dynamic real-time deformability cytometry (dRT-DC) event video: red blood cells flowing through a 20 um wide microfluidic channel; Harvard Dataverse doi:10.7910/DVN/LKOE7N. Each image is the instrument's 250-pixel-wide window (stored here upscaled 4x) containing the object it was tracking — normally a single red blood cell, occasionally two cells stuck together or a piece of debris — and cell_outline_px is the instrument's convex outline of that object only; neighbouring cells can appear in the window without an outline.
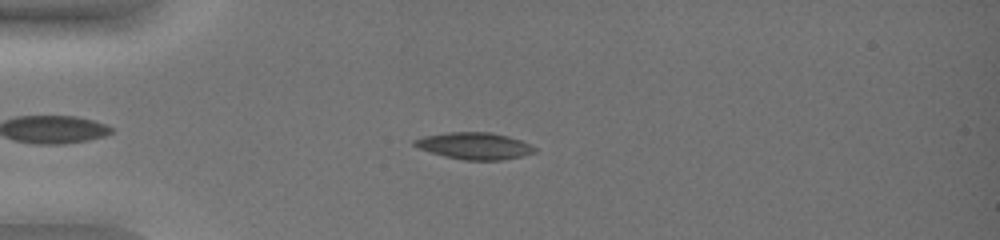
{"species": "common noctule bat (a hibernating species)", "species_latin": "Nyctalus noctula", "temperature_condition": "warm", "stored_images_in_passage": 49, "camera_frame_rate_fps": 3000, "um_per_image_px": 0.085, "animal": {"sex": "female", "body_mass_g": 19.0, "forearm_length_mm": 51.5}, "frame": {"image": 1, "passage_image": 11, "time_ms": 3.333, "image_size_px": [1000, 240], "cell_outline_px": [[536, 152], [504, 160], [464, 160], [444, 156], [420, 148], [412, 144], [412, 140], [424, 136], [448, 132], [492, 132], [508, 136], [532, 144], [536, 148]], "centroid_in_image_um": [40.35, 12.39], "position_along_channel_um": 44.6, "area_um2": 18.79}}
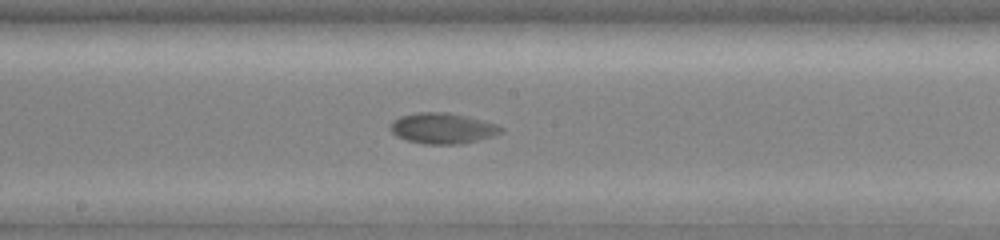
{"frame": {"image": 2, "passage_image": 27, "time_ms": 8.667, "image_size_px": [1000, 240], "cell_outline_px": [[504, 132], [492, 136], [460, 144], [424, 144], [408, 140], [396, 136], [388, 128], [392, 120], [400, 116], [416, 112], [448, 112], [496, 124], [504, 128]], "centroid_in_image_um": [37.58, 10.9], "position_along_channel_um": 210.6, "area_um2": 19.77}}
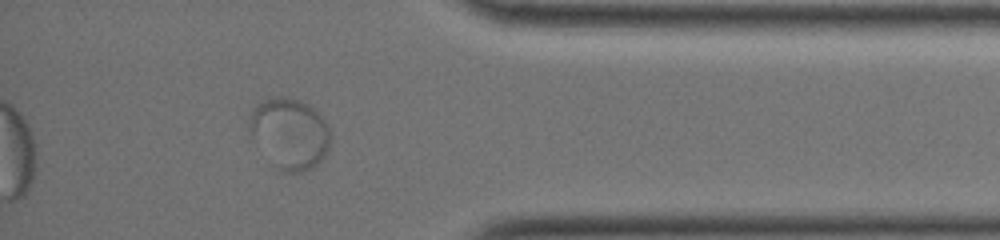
{"frame": {"image": 3, "passage_image": 44, "time_ms": 14.333, "image_size_px": [1000, 240], "cell_outline_px": [[328, 152], [312, 168], [300, 172], [284, 172], [272, 164], [268, 160], [252, 136], [248, 128], [248, 120], [252, 108], [260, 100], [276, 96], [284, 96], [300, 100], [308, 104], [328, 124]], "centroid_in_image_um": [24.57, 11.32], "position_along_channel_um": 410.6, "area_um2": 33.41}}